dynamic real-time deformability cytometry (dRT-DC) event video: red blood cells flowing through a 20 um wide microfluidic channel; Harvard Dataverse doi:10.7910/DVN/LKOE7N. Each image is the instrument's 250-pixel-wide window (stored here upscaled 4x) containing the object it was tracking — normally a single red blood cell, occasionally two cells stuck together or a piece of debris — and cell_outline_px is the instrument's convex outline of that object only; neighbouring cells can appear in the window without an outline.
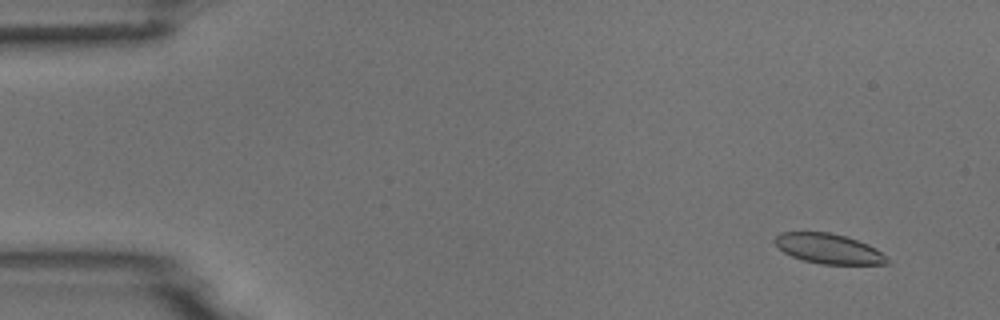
{"species": "common noctule bat (a hibernating species)", "species_latin": "Nyctalus noctula", "temperature_condition": "room temperature", "stored_images_in_passage": 6, "camera_frame_rate_fps": 3000, "um_per_image_px": 0.085, "animal": {"sex": "male", "body_mass_g": 18.8}, "frame": {"image": 1, "passage_image": 1, "time_ms": 0.0, "image_size_px": [1000, 320], "cell_outline_px": [[892, 260], [888, 264], [820, 264], [804, 260], [792, 256], [784, 252], [772, 240], [780, 232], [828, 232], [848, 236], [868, 244], [876, 248]], "centroid_in_image_um": [70.47, 21.13], "position_along_channel_um": 14.5, "area_um2": 19.77}}
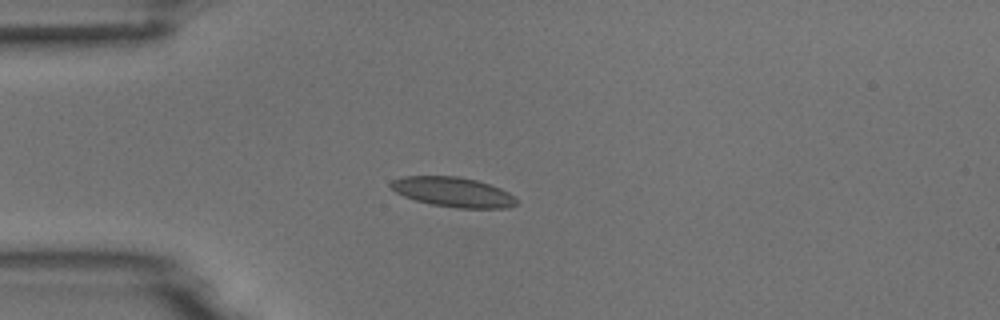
{"frame": {"image": 2, "passage_image": 3, "time_ms": 3.333, "image_size_px": [1000, 320], "cell_outline_px": [[516, 204], [508, 208], [456, 208], [432, 204], [416, 200], [404, 196], [396, 192], [388, 184], [392, 180], [404, 176], [456, 176], [476, 180], [500, 188], [508, 192], [516, 200]], "centroid_in_image_um": [38.49, 16.32], "position_along_channel_um": 46.5, "area_um2": 21.62}}
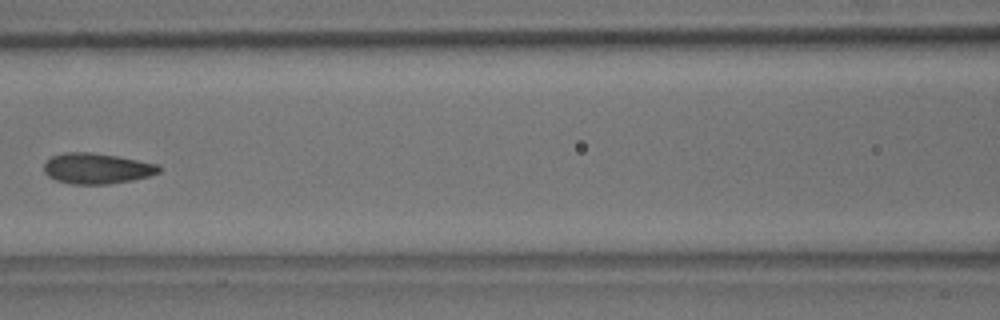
{"frame": {"image": 3, "passage_image": 6, "time_ms": 6.667, "image_size_px": [1000, 320], "cell_outline_px": [[160, 172], [148, 176], [132, 180], [108, 184], [72, 184], [56, 180], [48, 176], [44, 172], [44, 160], [52, 156], [64, 152], [92, 152], [116, 156], [160, 164]], "centroid_in_image_um": [8.2, 14.31], "position_along_channel_um": 158.4, "area_um2": 20.63}}